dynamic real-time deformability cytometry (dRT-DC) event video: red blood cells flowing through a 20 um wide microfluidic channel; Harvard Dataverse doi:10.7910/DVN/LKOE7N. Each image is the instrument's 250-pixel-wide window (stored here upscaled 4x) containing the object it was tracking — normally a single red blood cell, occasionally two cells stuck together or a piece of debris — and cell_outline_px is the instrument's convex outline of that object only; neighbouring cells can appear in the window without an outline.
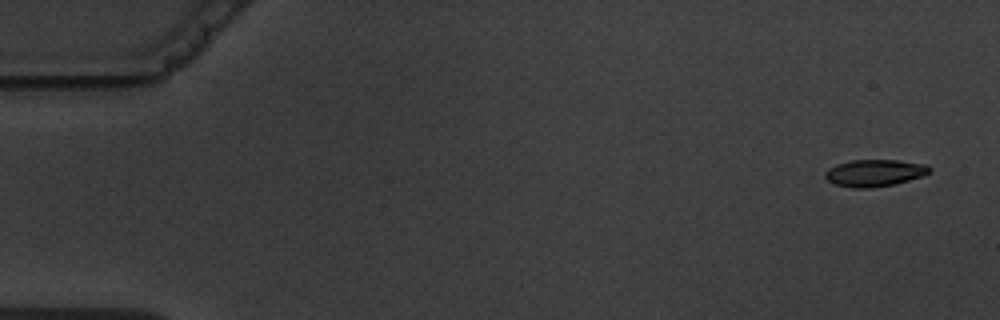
{"species": "common noctule bat (a hibernating species)", "species_latin": "Nyctalus noctula", "temperature_condition": "warm", "stored_images_in_passage": 4, "camera_frame_rate_fps": 3000, "um_per_image_px": 0.085, "animal": {"sex": "male", "body_mass_g": 19.5, "forearm_length_mm": 54.6}, "frame": {"image": 1, "passage_image": 1, "time_ms": 0.0, "image_size_px": [1000, 320], "cell_outline_px": [[932, 172], [924, 176], [896, 184], [872, 188], [852, 188], [836, 184], [828, 180], [824, 176], [824, 172], [828, 168], [836, 164], [852, 160], [896, 160], [928, 164], [932, 168]], "centroid_in_image_um": [74.39, 14.7], "position_along_channel_um": 10.6, "area_um2": 16.7}}
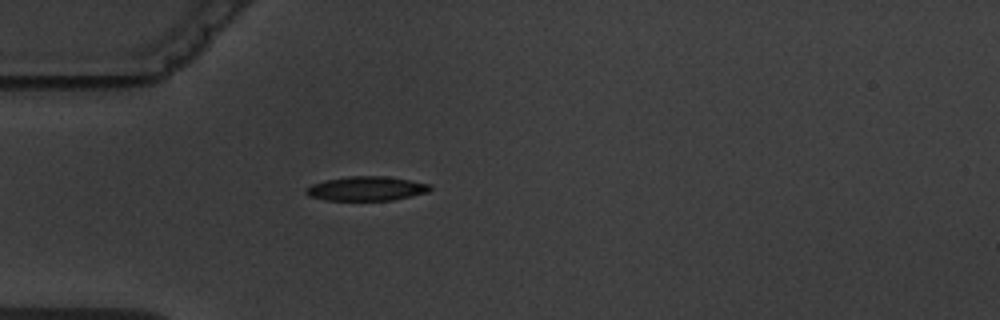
{"frame": {"image": 2, "passage_image": 4, "time_ms": 4.667, "image_size_px": [1000, 320], "cell_outline_px": [[432, 188], [428, 192], [392, 200], [324, 200], [308, 196], [304, 192], [312, 184], [328, 180], [348, 176], [388, 176], [432, 184]], "centroid_in_image_um": [31.17, 16.03], "position_along_channel_um": 53.8, "area_um2": 17.51}}